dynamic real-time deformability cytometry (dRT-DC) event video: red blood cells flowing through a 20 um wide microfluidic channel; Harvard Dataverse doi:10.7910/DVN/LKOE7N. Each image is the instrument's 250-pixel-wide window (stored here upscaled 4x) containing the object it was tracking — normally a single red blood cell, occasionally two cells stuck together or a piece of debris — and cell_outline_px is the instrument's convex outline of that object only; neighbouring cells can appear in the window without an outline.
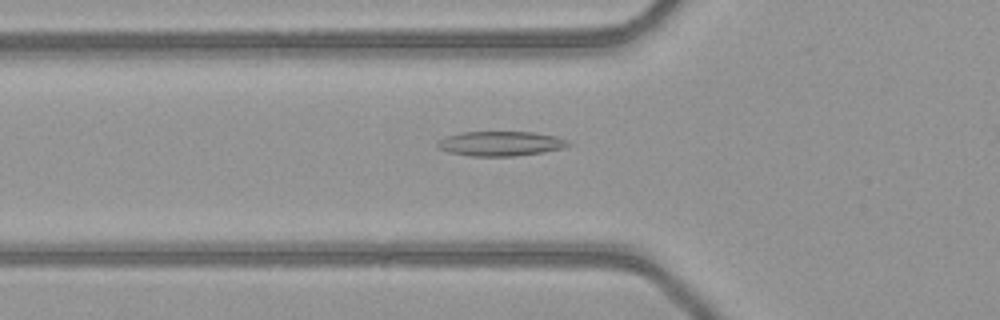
{"species": "common noctule bat (a hibernating species)", "species_latin": "Nyctalus noctula", "temperature_condition": "warm", "stored_images_in_passage": 37, "camera_frame_rate_fps": 3000, "um_per_image_px": 0.085, "animal": {"sex": "female", "body_mass_g": 21.9}, "frame": {"image": 1, "passage_image": 10, "time_ms": 3.0, "image_size_px": [1000, 320], "cell_outline_px": [[572, 144], [564, 148], [544, 152], [516, 156], [472, 156], [448, 152], [440, 148], [436, 144], [444, 136], [460, 132], [532, 132], [556, 136]], "centroid_in_image_um": [42.54, 12.2], "position_along_channel_um": 83.3, "area_um2": 18.79}}
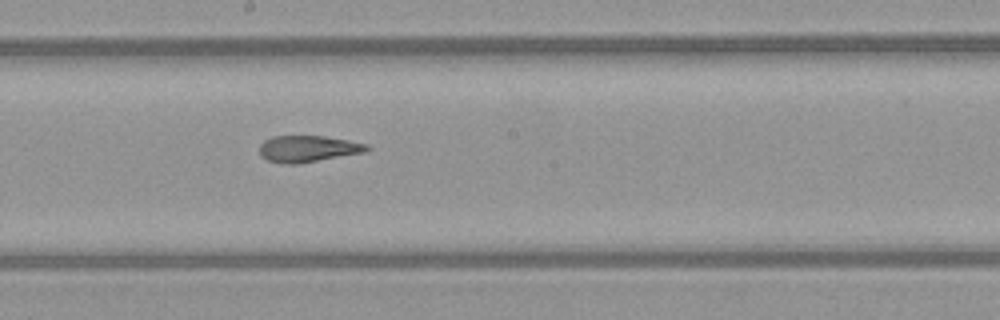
{"frame": {"image": 2, "passage_image": 20, "time_ms": 6.333, "image_size_px": [1000, 320], "cell_outline_px": [[372, 148], [364, 152], [296, 164], [284, 164], [268, 160], [260, 156], [260, 144], [264, 140], [272, 136], [324, 136], [348, 140], [368, 144]], "centroid_in_image_um": [26.17, 12.64], "position_along_channel_um": 222.0, "area_um2": 16.53}}
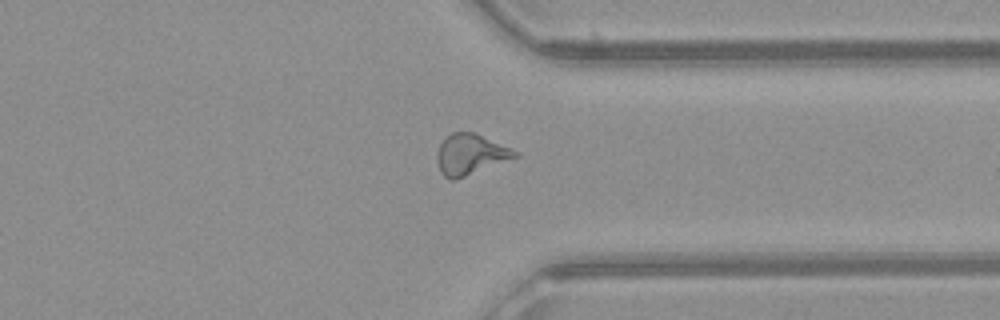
{"frame": {"image": 3, "passage_image": 31, "time_ms": 10.0, "image_size_px": [1000, 320], "cell_outline_px": [[520, 156], [456, 180], [448, 180], [440, 172], [436, 160], [436, 152], [440, 144], [452, 132], [472, 132], [512, 148], [520, 152]], "centroid_in_image_um": [39.98, 13.15], "position_along_channel_um": 371.4, "area_um2": 18.61}, "authors_computed_cell_mechanics": {"area_um2": 17.7446, "velocity_mm_per_s": 4.1171, "shape_relaxation_time_tau1_ms": null, "shape_relaxation_time_tau2_ms": 2.2937, "deformation_change_tau1": null, "deformation_change_tau2": 0.1159}}